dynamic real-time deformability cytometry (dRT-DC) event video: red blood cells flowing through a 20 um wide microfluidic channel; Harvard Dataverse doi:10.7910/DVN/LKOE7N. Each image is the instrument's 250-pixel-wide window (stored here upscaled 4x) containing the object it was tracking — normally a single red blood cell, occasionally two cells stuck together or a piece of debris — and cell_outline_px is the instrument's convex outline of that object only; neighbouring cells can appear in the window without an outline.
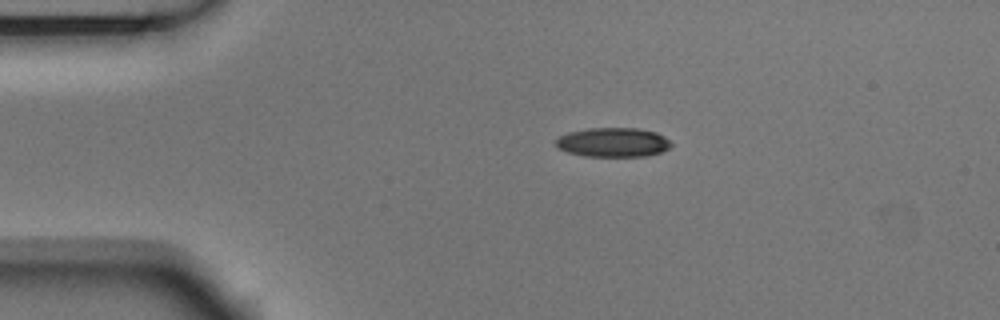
{"species": "Egyptian fruit bat (a non-hibernating species)", "species_latin": "Rousettus aegyptiacus", "temperature_condition": "room temperature", "stored_images_in_passage": 6, "camera_frame_rate_fps": 3000, "um_per_image_px": 0.085, "animal": {"sex": "male"}, "frame": {"image": 1, "passage_image": 3, "time_ms": 0.667, "image_size_px": [1000, 320], "cell_outline_px": [[672, 144], [668, 148], [660, 152], [648, 156], [584, 156], [568, 152], [556, 148], [556, 140], [560, 136], [568, 132], [588, 128], [636, 128], [656, 132], [664, 136]], "centroid_in_image_um": [52.09, 12.09], "position_along_channel_um": 32.9, "area_um2": 19.65}}
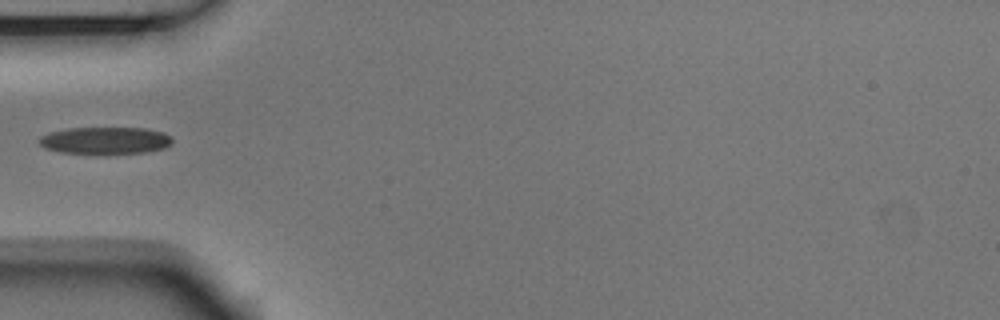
{"frame": {"image": 2, "passage_image": 5, "time_ms": 1.333, "image_size_px": [1000, 320], "cell_outline_px": [[172, 144], [164, 148], [148, 152], [60, 152], [44, 148], [36, 140], [40, 136], [48, 132], [68, 128], [144, 128], [164, 132], [172, 136]], "centroid_in_image_um": [8.94, 11.91], "position_along_channel_um": 76.1, "area_um2": 20.75}}
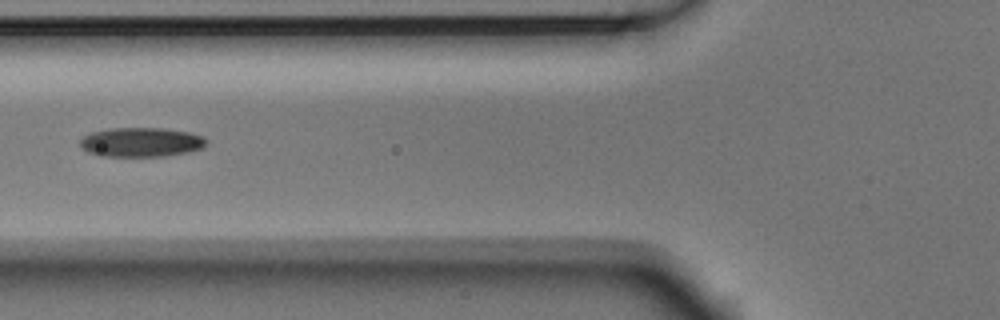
{"frame": {"image": 3, "passage_image": 6, "time_ms": 1.667, "image_size_px": [1000, 320], "cell_outline_px": [[208, 144], [204, 148], [188, 152], [164, 156], [100, 156], [88, 152], [80, 144], [80, 140], [84, 136], [92, 132], [112, 128], [164, 128], [188, 132], [204, 136], [208, 140]], "centroid_in_image_um": [12.06, 12.08], "position_along_channel_um": 113.7, "area_um2": 21.68}}